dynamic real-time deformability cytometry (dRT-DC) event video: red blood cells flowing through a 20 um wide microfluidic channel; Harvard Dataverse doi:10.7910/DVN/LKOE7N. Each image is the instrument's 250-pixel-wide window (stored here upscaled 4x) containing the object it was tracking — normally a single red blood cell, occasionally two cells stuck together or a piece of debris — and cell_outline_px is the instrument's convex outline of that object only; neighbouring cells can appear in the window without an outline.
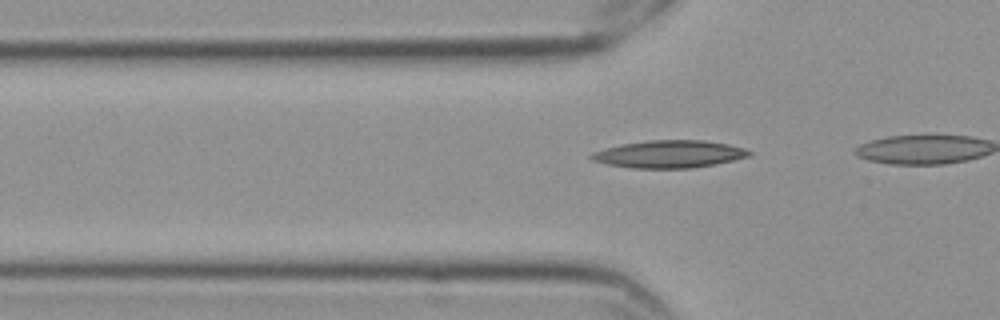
{"species": "Egyptian fruit bat (a non-hibernating species)", "species_latin": "Rousettus aegyptiacus", "temperature_condition": "cold", "stored_images_in_passage": 10, "camera_frame_rate_fps": 3000, "um_per_image_px": 0.085, "frame": {"image": 1, "passage_image": 4, "time_ms": 1.0, "image_size_px": [1000, 320], "cell_outline_px": [[752, 152], [748, 156], [716, 164], [692, 168], [632, 168], [608, 164], [592, 160], [588, 156], [592, 152], [620, 144], [648, 140], [704, 140], [728, 144], [744, 148]], "centroid_in_image_um": [56.86, 13.09], "position_along_channel_um": 68.9, "area_um2": 25.2}}
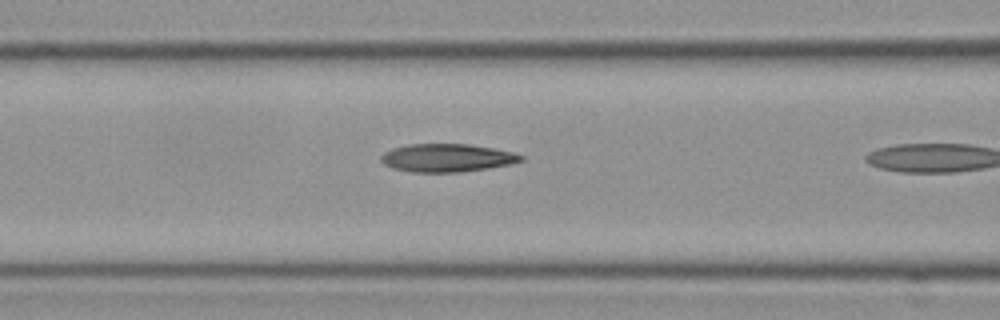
{"frame": {"image": 2, "passage_image": 9, "time_ms": 2.667, "image_size_px": [1000, 320], "cell_outline_px": [[524, 160], [508, 164], [488, 168], [460, 172], [412, 172], [392, 168], [384, 164], [380, 160], [380, 156], [384, 152], [392, 148], [408, 144], [468, 144], [492, 148], [512, 152], [524, 156]], "centroid_in_image_um": [37.95, 13.41], "position_along_channel_um": 128.6, "area_um2": 22.83}}